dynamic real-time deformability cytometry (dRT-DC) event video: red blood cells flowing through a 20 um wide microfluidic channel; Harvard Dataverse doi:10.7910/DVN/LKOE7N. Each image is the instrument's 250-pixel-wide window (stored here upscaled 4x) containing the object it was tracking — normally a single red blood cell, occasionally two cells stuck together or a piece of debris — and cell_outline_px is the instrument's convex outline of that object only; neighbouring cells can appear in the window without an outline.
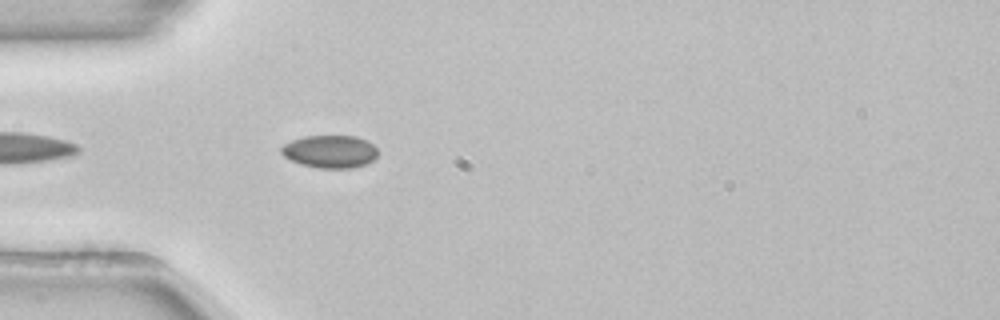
{"species": "common noctule bat (a hibernating species)", "species_latin": "Nyctalus noctula", "temperature_condition": "room temperature", "stored_images_in_passage": 22, "camera_frame_rate_fps": 3000, "um_per_image_px": 0.085, "animal": {"sex": "female", "body_mass_g": 22.7, "forearm_length_mm": 54.2}, "frame": {"image": 1, "passage_image": 4, "time_ms": 1.0, "image_size_px": [1000, 320], "cell_outline_px": [[380, 152], [368, 164], [352, 168], [320, 168], [304, 164], [292, 160], [284, 156], [280, 152], [280, 148], [284, 144], [292, 140], [304, 136], [356, 136], [372, 144]], "centroid_in_image_um": [28.07, 12.88], "position_along_channel_um": 56.9, "area_um2": 18.32}}